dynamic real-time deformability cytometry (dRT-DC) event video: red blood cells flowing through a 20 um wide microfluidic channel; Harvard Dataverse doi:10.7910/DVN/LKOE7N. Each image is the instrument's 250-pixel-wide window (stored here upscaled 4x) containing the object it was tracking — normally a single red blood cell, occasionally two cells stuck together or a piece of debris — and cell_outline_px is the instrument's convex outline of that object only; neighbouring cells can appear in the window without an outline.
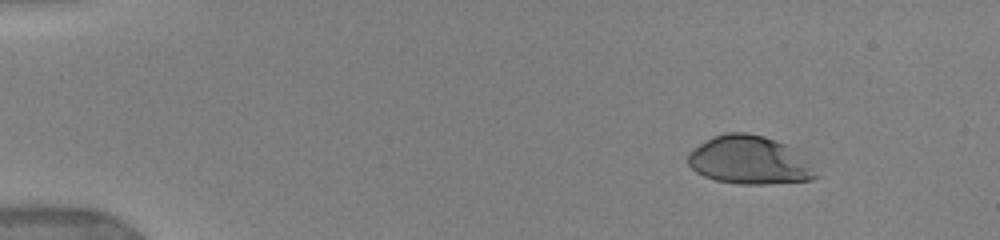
{"species": "human", "species_latin": "Homo sapiens", "temperature_condition": "warm", "stored_images_in_passage": 11, "camera_frame_rate_fps": 3000, "um_per_image_px": 0.085, "donor": {"sex": "female"}, "frame": {"image": 1, "passage_image": 1, "time_ms": 0.0, "image_size_px": [1000, 240], "cell_outline_px": [[820, 176], [812, 180], [764, 184], [740, 184], [716, 180], [704, 176], [696, 172], [688, 164], [688, 152], [712, 136], [724, 132], [748, 132], [764, 136], [776, 140], [792, 148]], "centroid_in_image_um": [63.65, 13.61], "position_along_channel_um": 21.4, "area_um2": 35.72}}
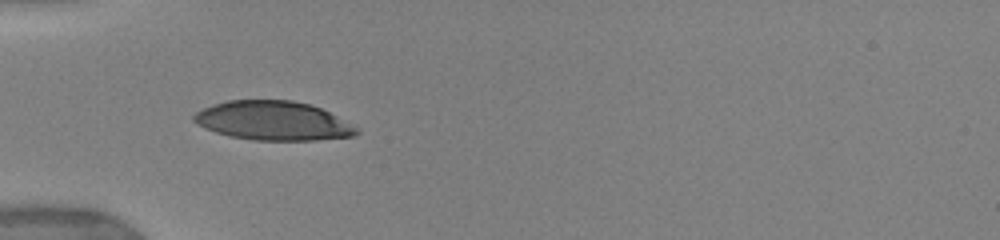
{"frame": {"image": 2, "passage_image": 9, "time_ms": 3.667, "image_size_px": [1000, 240], "cell_outline_px": [[360, 132], [352, 136], [316, 140], [252, 140], [228, 136], [204, 128], [196, 124], [192, 120], [192, 116], [196, 112], [204, 108], [228, 100], [292, 100], [308, 104], [320, 108], [360, 128]], "centroid_in_image_um": [23.2, 10.27], "position_along_channel_um": 61.8, "area_um2": 36.99}}